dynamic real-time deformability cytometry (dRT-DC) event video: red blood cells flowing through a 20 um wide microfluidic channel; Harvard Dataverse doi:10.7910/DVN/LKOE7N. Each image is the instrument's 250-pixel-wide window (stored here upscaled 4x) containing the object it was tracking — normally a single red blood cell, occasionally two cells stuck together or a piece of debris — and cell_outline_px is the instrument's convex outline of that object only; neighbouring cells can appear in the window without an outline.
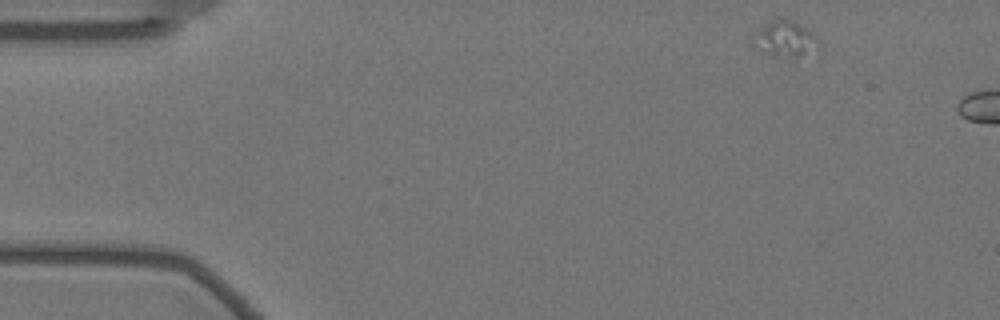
{"species": "Egyptian fruit bat (a non-hibernating species)", "species_latin": "Rousettus aegyptiacus", "temperature_condition": "warm", "stored_images_in_passage": 4, "segment_of_instrument_passage": [1, 2], "camera_frame_rate_fps": 3000, "um_per_image_px": 0.085, "animal": {"sex": "female"}, "frame": {"image": 1, "passage_image": 1, "time_ms": 0.0, "image_size_px": [1000, 320], "cell_outline_px": [[816, 40], [796, 60], [772, 56], [756, 48], [752, 44], [756, 32], [776, 16], [788, 20], [804, 28]], "centroid_in_image_um": [66.55, 3.32], "position_along_channel_um": 18.4, "area_um2": 12.77}}